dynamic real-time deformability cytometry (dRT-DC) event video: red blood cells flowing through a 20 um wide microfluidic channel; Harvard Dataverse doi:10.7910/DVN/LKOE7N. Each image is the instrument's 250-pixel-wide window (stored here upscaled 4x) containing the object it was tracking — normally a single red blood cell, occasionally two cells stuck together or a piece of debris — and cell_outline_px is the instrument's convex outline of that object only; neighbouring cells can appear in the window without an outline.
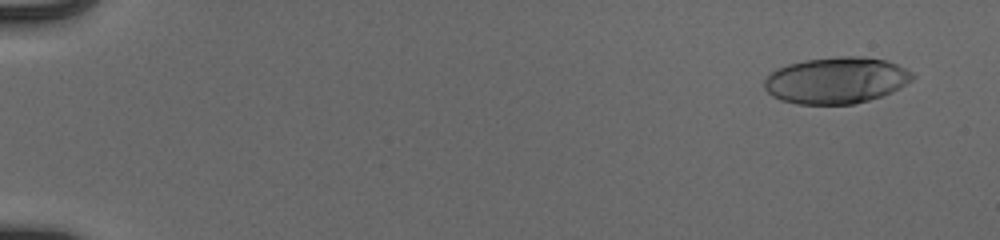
{"species": "human", "species_latin": "Homo sapiens", "temperature_condition": "cold", "stored_images_in_passage": 54, "camera_frame_rate_fps": 3000, "um_per_image_px": 0.085, "donor": {"sex": "male"}, "frame": {"image": 1, "passage_image": 4, "time_ms": 1.0, "image_size_px": [1000, 240], "cell_outline_px": [[916, 76], [912, 80], [892, 92], [868, 100], [852, 104], [796, 104], [780, 100], [772, 96], [764, 88], [764, 80], [776, 68], [788, 64], [804, 60], [840, 56], [860, 56], [884, 60], [896, 64], [912, 72]], "centroid_in_image_um": [71.06, 6.83], "position_along_channel_um": 13.9, "area_um2": 40.06}}
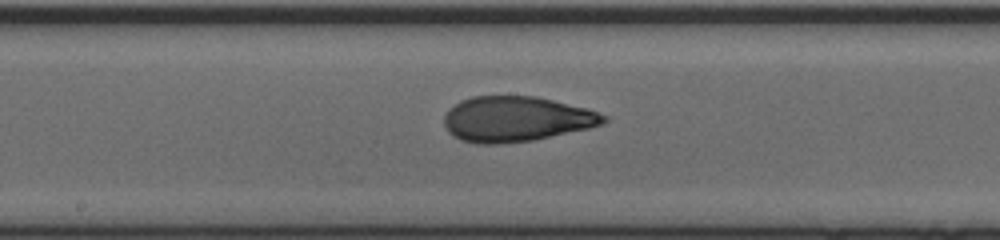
{"frame": {"image": 2, "passage_image": 31, "time_ms": 10.0, "image_size_px": [1000, 240], "cell_outline_px": [[608, 120], [604, 124], [588, 128], [532, 140], [496, 144], [476, 144], [460, 140], [452, 136], [448, 132], [444, 124], [444, 116], [448, 108], [460, 100], [472, 96], [536, 96], [588, 108], [608, 116]], "centroid_in_image_um": [43.85, 10.11], "position_along_channel_um": 204.3, "area_um2": 42.37}}
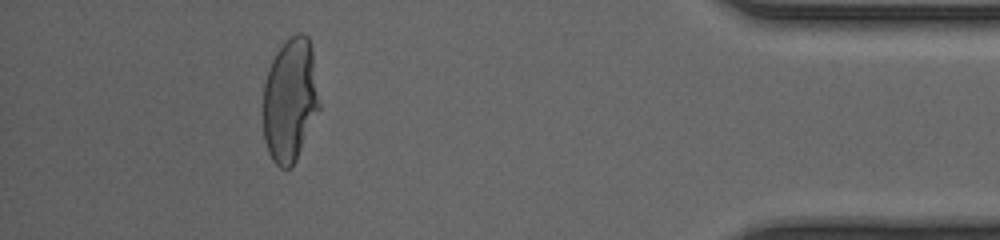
{"frame": {"image": 3, "passage_image": 50, "time_ms": 16.333, "image_size_px": [1000, 240], "cell_outline_px": [[320, 108], [296, 160], [288, 168], [280, 168], [272, 160], [268, 152], [264, 140], [264, 84], [272, 60], [276, 52], [296, 32], [304, 32], [308, 36], [312, 48], [320, 104]], "centroid_in_image_um": [24.67, 8.5], "position_along_channel_um": 410.5, "area_um2": 40.34}, "authors_computed_cell_mechanics": {"area_um2": 40.6912, "velocity_mm_per_s": 3.952, "shape_relaxation_time_tau1_ms": 6.038, "shape_relaxation_time_tau2_ms": 1.0095, "deformation_change_tau1": 0.2596, "deformation_change_tau2": 0.0728}}